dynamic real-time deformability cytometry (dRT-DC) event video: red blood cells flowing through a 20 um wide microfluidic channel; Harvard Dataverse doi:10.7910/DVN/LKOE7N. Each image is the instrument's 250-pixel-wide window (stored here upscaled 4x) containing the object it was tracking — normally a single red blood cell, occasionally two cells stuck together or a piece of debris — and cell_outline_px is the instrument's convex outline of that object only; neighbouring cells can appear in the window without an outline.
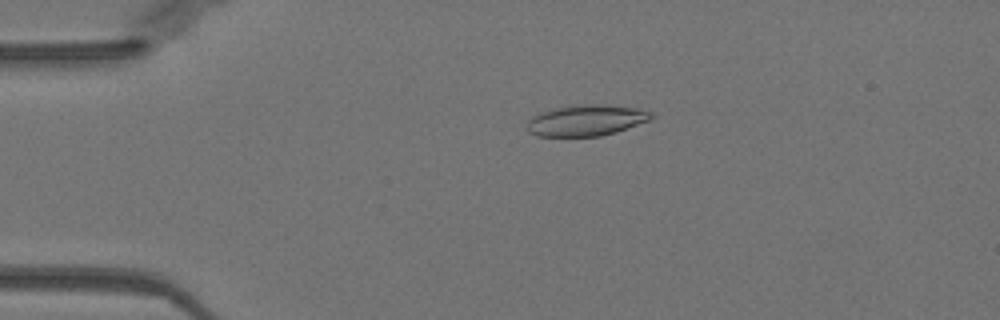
{"species": "Egyptian fruit bat (a non-hibernating species)", "species_latin": "Rousettus aegyptiacus", "temperature_condition": "warm", "stored_images_in_passage": 51, "camera_frame_rate_fps": 3000, "um_per_image_px": 0.085, "animal": {"sex": "female"}, "frame": {"image": 1, "passage_image": 11, "time_ms": 3.333, "image_size_px": [1000, 320], "cell_outline_px": [[652, 120], [616, 132], [600, 136], [536, 136], [528, 132], [528, 120], [532, 116], [540, 112], [556, 108], [588, 104], [604, 104], [636, 108], [652, 112]], "centroid_in_image_um": [49.85, 10.24], "position_along_channel_um": 35.2, "area_um2": 22.43}}
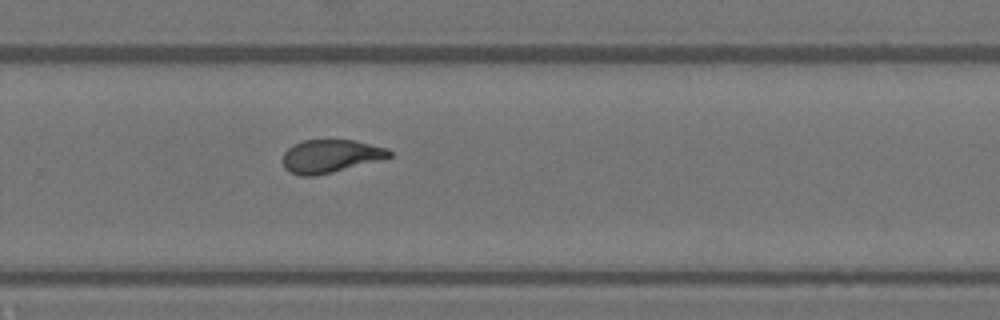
{"frame": {"image": 2, "passage_image": 34, "time_ms": 11.0, "image_size_px": [1000, 320], "cell_outline_px": [[392, 156], [380, 160], [332, 172], [312, 176], [300, 176], [288, 172], [284, 168], [280, 160], [284, 152], [292, 144], [304, 140], [352, 140], [388, 148], [392, 152]], "centroid_in_image_um": [28.03, 13.27], "position_along_channel_um": 301.8, "area_um2": 20.69}}
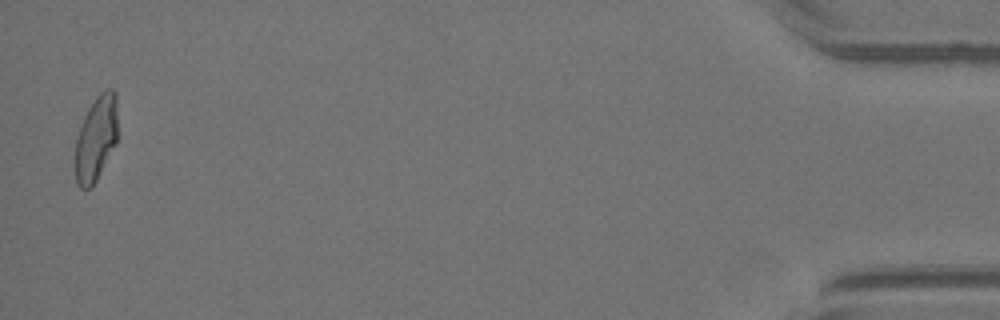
{"frame": {"image": 3, "passage_image": 50, "time_ms": 16.333, "image_size_px": [1000, 320], "cell_outline_px": [[116, 144], [96, 180], [88, 188], [80, 188], [76, 184], [76, 140], [84, 116], [88, 108], [96, 96], [104, 88], [112, 88], [116, 92]], "centroid_in_image_um": [8.17, 11.72], "position_along_channel_um": 427.0, "area_um2": 20.75}, "authors_computed_cell_mechanics": {"area_um2": 21.2704, "velocity_mm_per_s": 4.0139, "shape_relaxation_time_tau1_ms": 5.0778, "shape_relaxation_time_tau2_ms": 1.1128, "deformation_change_tau1": 0.206, "deformation_change_tau2": 0.0929}}